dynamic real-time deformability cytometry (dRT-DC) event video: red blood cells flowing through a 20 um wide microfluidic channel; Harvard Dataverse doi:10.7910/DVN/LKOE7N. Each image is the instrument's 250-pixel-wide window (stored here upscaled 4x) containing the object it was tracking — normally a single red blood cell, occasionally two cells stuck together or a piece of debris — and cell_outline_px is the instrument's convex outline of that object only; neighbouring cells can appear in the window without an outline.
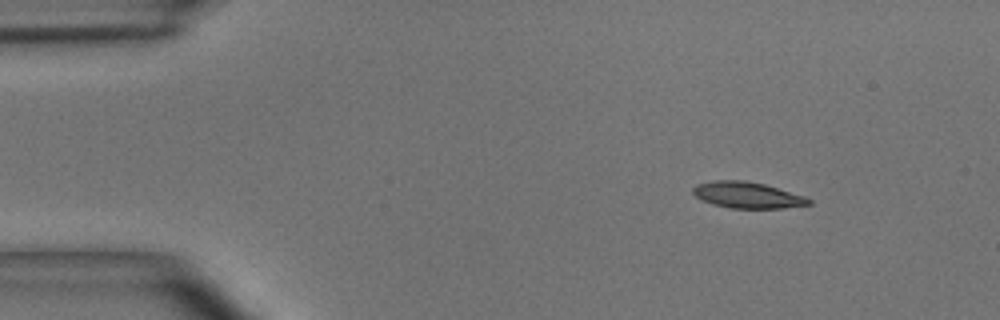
{"species": "common noctule bat (a hibernating species)", "species_latin": "Nyctalus noctula", "temperature_condition": "room temperature", "stored_images_in_passage": 3, "camera_frame_rate_fps": 3000, "um_per_image_px": 0.085, "animal": {"sex": "male", "body_mass_g": 15.6}, "frame": {"image": 1, "passage_image": 1, "time_ms": 0.0, "image_size_px": [1000, 320], "cell_outline_px": [[812, 204], [784, 208], [732, 208], [712, 204], [700, 200], [692, 192], [692, 188], [696, 184], [712, 180], [744, 180], [764, 184], [804, 196], [812, 200]], "centroid_in_image_um": [63.49, 16.58], "position_along_channel_um": 21.5, "area_um2": 17.74}}